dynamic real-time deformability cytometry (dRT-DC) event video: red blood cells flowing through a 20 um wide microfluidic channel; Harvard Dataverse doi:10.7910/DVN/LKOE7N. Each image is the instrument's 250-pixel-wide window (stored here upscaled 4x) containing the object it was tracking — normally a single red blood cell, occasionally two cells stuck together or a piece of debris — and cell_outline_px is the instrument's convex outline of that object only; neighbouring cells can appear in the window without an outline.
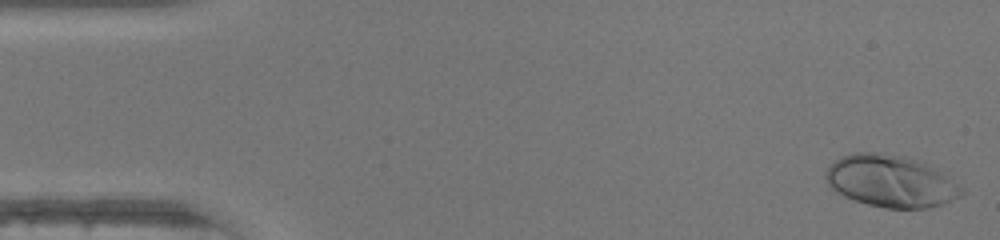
{"species": "human", "species_latin": "Homo sapiens", "temperature_condition": "warm", "stored_images_in_passage": 46, "camera_frame_rate_fps": 3000, "um_per_image_px": 0.085, "donor": {"sex": "female"}, "frame": {"image": 1, "passage_image": 1, "time_ms": 0.0, "image_size_px": [1000, 240], "cell_outline_px": [[964, 192], [960, 196], [940, 204], [928, 208], [884, 208], [868, 204], [844, 196], [832, 188], [828, 184], [824, 176], [824, 172], [840, 156], [852, 152], [876, 152], [904, 156], [928, 164], [964, 188]], "centroid_in_image_um": [75.68, 15.39], "position_along_channel_um": 9.3, "area_um2": 40.86}}
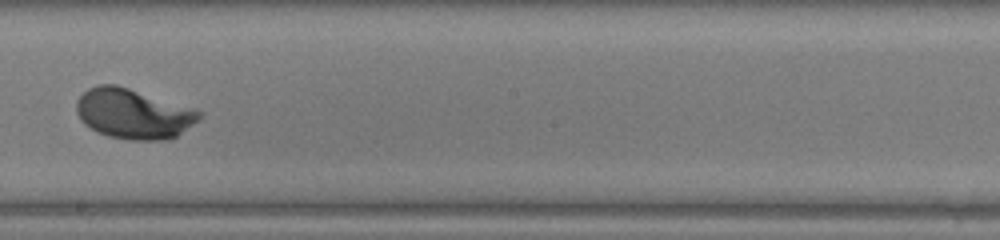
{"frame": {"image": 2, "passage_image": 26, "time_ms": 8.333, "image_size_px": [1000, 240], "cell_outline_px": [[204, 116], [200, 120], [176, 136], [168, 140], [132, 140], [108, 136], [96, 132], [84, 124], [80, 120], [76, 112], [76, 100], [88, 88], [100, 84], [116, 84], [196, 108], [204, 112]], "centroid_in_image_um": [11.37, 9.66], "position_along_channel_um": 236.8, "area_um2": 36.36}}
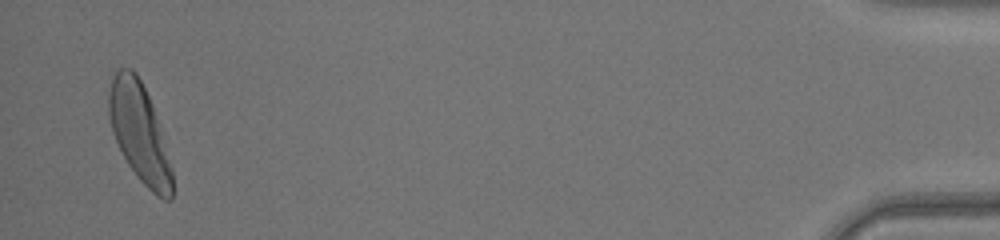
{"frame": {"image": 3, "passage_image": 45, "time_ms": 14.667, "image_size_px": [1000, 240], "cell_outline_px": [[172, 196], [168, 200], [164, 200], [156, 196], [140, 180], [128, 164], [112, 132], [108, 112], [108, 96], [112, 80], [116, 72], [120, 68], [132, 68], [136, 72], [152, 104], [172, 172]], "centroid_in_image_um": [11.82, 11.27], "position_along_channel_um": 423.4, "area_um2": 35.43}, "authors_computed_cell_mechanics": {"area_um2": 34.9401, "velocity_mm_per_s": 4.3871, "shape_relaxation_time_tau1_ms": 1.9674, "shape_relaxation_time_tau2_ms": null, "deformation_change_tau1": 0.1715, "deformation_change_tau2": null}}